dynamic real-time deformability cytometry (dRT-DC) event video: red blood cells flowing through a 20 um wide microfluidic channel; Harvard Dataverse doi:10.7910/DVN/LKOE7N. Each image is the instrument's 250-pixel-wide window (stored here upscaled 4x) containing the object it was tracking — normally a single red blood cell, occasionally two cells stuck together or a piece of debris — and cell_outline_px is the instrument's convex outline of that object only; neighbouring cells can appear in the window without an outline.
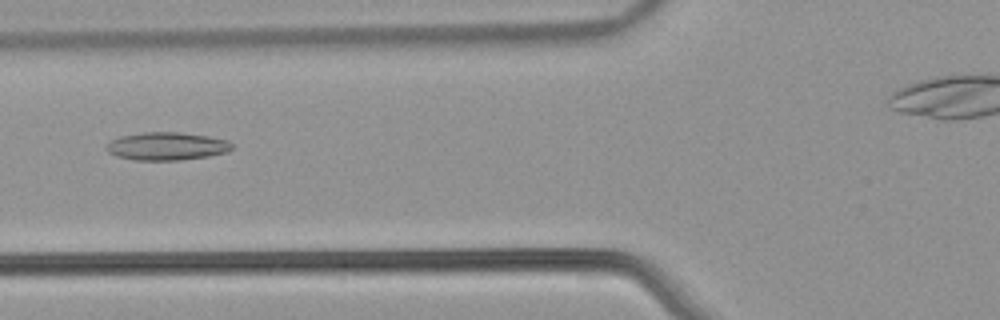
{"species": "common noctule bat (a hibernating species)", "species_latin": "Nyctalus noctula", "temperature_condition": "warm", "stored_images_in_passage": 37, "camera_frame_rate_fps": 3000, "um_per_image_px": 0.085, "animal": {"sex": "male", "body_mass_g": 21.5, "forearm_length_mm": 52.0}, "frame": {"image": 1, "passage_image": 10, "time_ms": 3.0, "image_size_px": [1000, 320], "cell_outline_px": [[232, 148], [224, 152], [208, 156], [180, 160], [132, 160], [116, 156], [108, 152], [104, 148], [112, 140], [120, 136], [144, 132], [180, 132], [208, 136], [228, 140], [232, 144]], "centroid_in_image_um": [14.14, 12.42], "position_along_channel_um": 111.7, "area_um2": 20.4}}
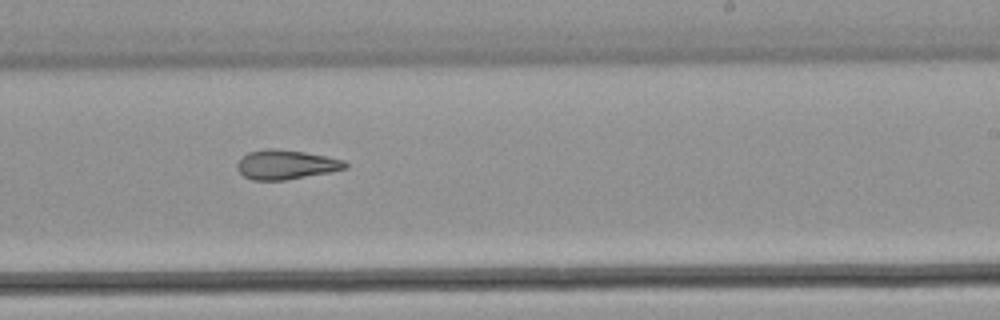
{"frame": {"image": 2, "passage_image": 22, "time_ms": 7.0, "image_size_px": [1000, 320], "cell_outline_px": [[348, 168], [332, 172], [284, 180], [252, 180], [244, 176], [236, 168], [236, 164], [248, 152], [264, 148], [276, 148], [304, 152], [328, 156], [344, 160], [348, 164]], "centroid_in_image_um": [24.33, 13.98], "position_along_channel_um": 264.7, "area_um2": 18.67}}
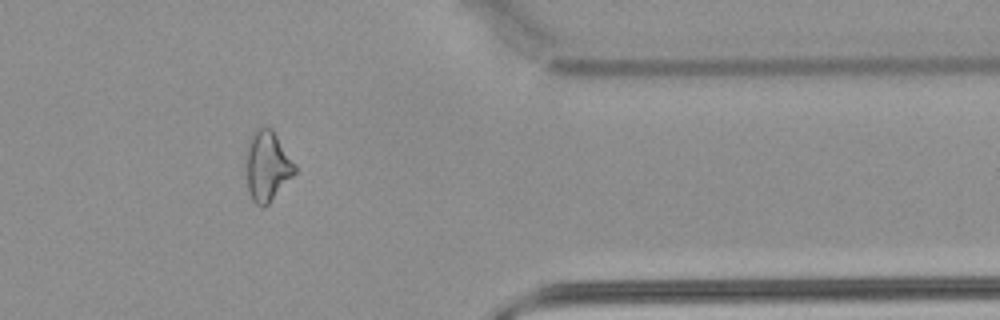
{"frame": {"image": 3, "passage_image": 33, "time_ms": 10.667, "image_size_px": [1000, 320], "cell_outline_px": [[296, 172], [268, 204], [256, 204], [252, 200], [248, 188], [244, 156], [248, 140], [252, 132], [256, 128], [264, 124], [272, 128], [296, 164]], "centroid_in_image_um": [22.69, 14.02], "position_along_channel_um": 388.7, "area_um2": 20.29}}